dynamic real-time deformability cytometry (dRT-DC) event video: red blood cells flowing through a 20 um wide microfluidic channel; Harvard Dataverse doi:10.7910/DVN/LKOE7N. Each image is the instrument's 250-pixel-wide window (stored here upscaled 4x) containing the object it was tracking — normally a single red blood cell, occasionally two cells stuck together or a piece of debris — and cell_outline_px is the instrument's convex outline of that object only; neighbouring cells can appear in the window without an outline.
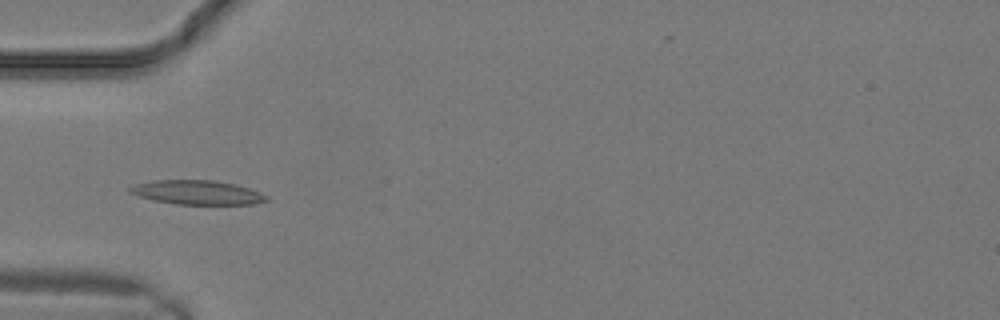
{"species": "common noctule bat (a hibernating species)", "species_latin": "Nyctalus noctula", "temperature_condition": "warm", "stored_images_in_passage": 9, "camera_frame_rate_fps": 3000, "um_per_image_px": 0.085, "animal": {"sex": "male", "body_mass_g": 19.2, "forearm_length_mm": 51.8}, "frame": {"image": 1, "passage_image": 8, "time_ms": 2.333, "image_size_px": [1000, 320], "cell_outline_px": [[268, 200], [252, 204], [176, 204], [156, 200], [140, 196], [128, 192], [128, 188], [136, 184], [152, 180], [212, 180], [236, 184], [260, 192], [268, 196]], "centroid_in_image_um": [16.77, 16.35], "position_along_channel_um": 68.2, "area_um2": 19.07}}